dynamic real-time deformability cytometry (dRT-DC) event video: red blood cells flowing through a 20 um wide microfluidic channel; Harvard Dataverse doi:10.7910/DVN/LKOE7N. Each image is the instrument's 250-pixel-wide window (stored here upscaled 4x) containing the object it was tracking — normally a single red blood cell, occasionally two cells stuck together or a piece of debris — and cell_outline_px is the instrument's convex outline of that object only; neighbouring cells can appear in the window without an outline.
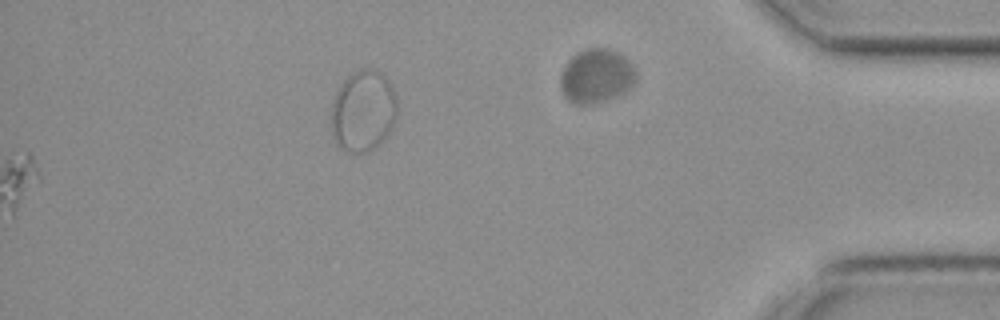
{"species": "common noctule bat (a hibernating species)", "species_latin": "Nyctalus noctula", "temperature_condition": "cold", "stored_images_in_passage": 52, "segment_of_instrument_passage": [2, 2], "camera_frame_rate_fps": 3000, "um_per_image_px": 0.085, "animal": {"sex": "female", "body_mass_g": 19.3, "forearm_length_mm": 54.1}, "frame": {"image": 1, "passage_image": 52, "time_ms": 17.0, "image_size_px": [1000, 320], "cell_outline_px": [[396, 120], [388, 132], [376, 148], [368, 152], [348, 152], [340, 148], [336, 144], [332, 136], [332, 104], [336, 92], [340, 84], [352, 72], [360, 68], [372, 68], [384, 76], [388, 80], [396, 96]], "centroid_in_image_um": [30.85, 9.43], "position_along_channel_um": 404.3, "area_um2": 31.33}}